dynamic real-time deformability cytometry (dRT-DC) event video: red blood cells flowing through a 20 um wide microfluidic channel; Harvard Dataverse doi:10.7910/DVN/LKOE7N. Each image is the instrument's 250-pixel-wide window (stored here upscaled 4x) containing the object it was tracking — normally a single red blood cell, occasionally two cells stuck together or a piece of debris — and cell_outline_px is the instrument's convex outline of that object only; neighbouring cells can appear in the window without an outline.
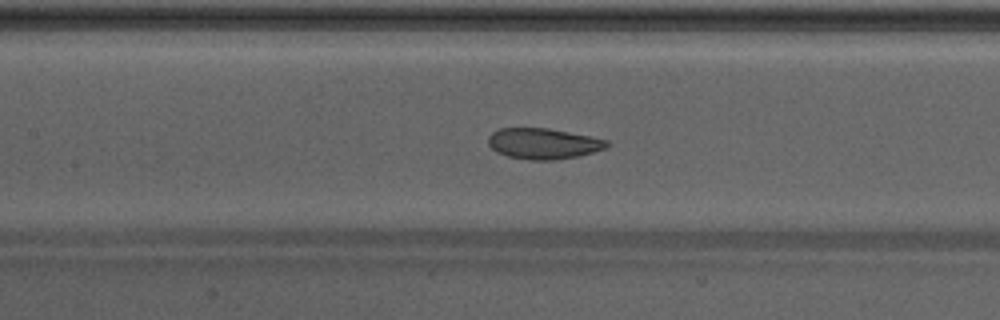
{"species": "Egyptian fruit bat (a non-hibernating species)", "species_latin": "Rousettus aegyptiacus", "temperature_condition": "warm", "stored_images_in_passage": 34, "camera_frame_rate_fps": 3000, "um_per_image_px": 0.085, "animal": {"sex": "male"}, "frame": {"image": 1, "passage_image": 9, "time_ms": 2.667, "image_size_px": [1000, 320], "cell_outline_px": [[608, 144], [604, 148], [580, 156], [552, 160], [532, 160], [508, 156], [496, 152], [488, 144], [488, 136], [492, 132], [500, 128], [548, 128], [608, 140]], "centroid_in_image_um": [46.14, 12.2], "position_along_channel_um": 161.3, "area_um2": 21.1}}
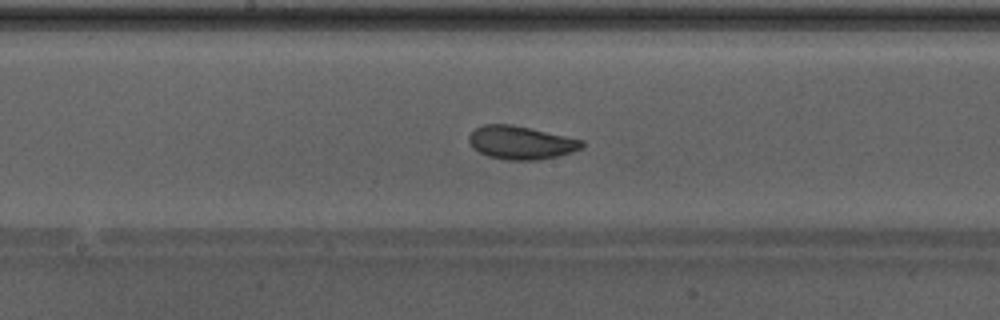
{"frame": {"image": 2, "passage_image": 12, "time_ms": 3.667, "image_size_px": [1000, 320], "cell_outline_px": [[584, 144], [580, 148], [572, 152], [540, 160], [504, 160], [488, 156], [472, 148], [468, 140], [468, 136], [476, 128], [484, 124], [512, 124], [584, 140]], "centroid_in_image_um": [44.25, 12.12], "position_along_channel_um": 203.9, "area_um2": 21.91}}
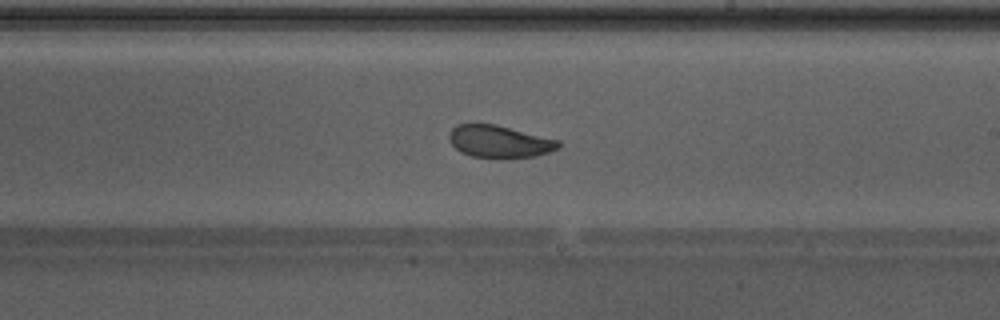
{"frame": {"image": 3, "passage_image": 15, "time_ms": 4.667, "image_size_px": [1000, 320], "cell_outline_px": [[560, 148], [536, 156], [500, 160], [472, 156], [460, 152], [448, 140], [448, 132], [456, 124], [496, 124], [560, 140]], "centroid_in_image_um": [42.44, 12.05], "position_along_channel_um": 246.6, "area_um2": 21.15}, "authors_computed_cell_mechanics": {"area_um2": 21.964, "velocity_mm_per_s": 4.2858, "shape_relaxation_time_tau1_ms": 2.7751, "shape_relaxation_time_tau2_ms": 1.2894, "deformation_change_tau1": 0.1161, "deformation_change_tau2": 0.0692}}